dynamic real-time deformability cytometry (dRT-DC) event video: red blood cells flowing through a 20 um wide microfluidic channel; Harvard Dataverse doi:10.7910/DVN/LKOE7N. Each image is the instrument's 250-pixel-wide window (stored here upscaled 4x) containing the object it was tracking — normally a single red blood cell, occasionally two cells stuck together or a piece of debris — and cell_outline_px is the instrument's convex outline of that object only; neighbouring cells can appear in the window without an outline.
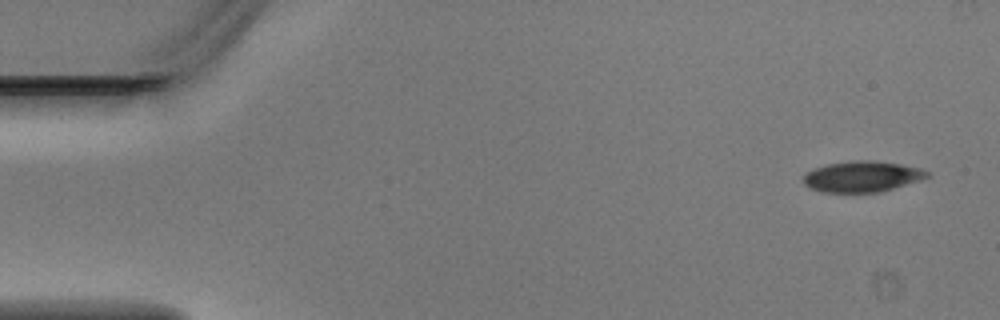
{"species": "Egyptian fruit bat (a non-hibernating species)", "species_latin": "Rousettus aegyptiacus", "temperature_condition": "warm", "stored_images_in_passage": 4, "camera_frame_rate_fps": 3000, "um_per_image_px": 0.085, "animal": {"sex": "male"}, "frame": {"image": 1, "passage_image": 1, "time_ms": 0.0, "image_size_px": [1000, 320], "cell_outline_px": [[932, 176], [920, 180], [880, 192], [824, 192], [808, 188], [804, 184], [804, 176], [808, 172], [816, 168], [828, 164], [856, 160], [872, 160], [900, 164], [920, 168], [928, 172]], "centroid_in_image_um": [73.3, 15.01], "position_along_channel_um": 11.7, "area_um2": 22.08}}
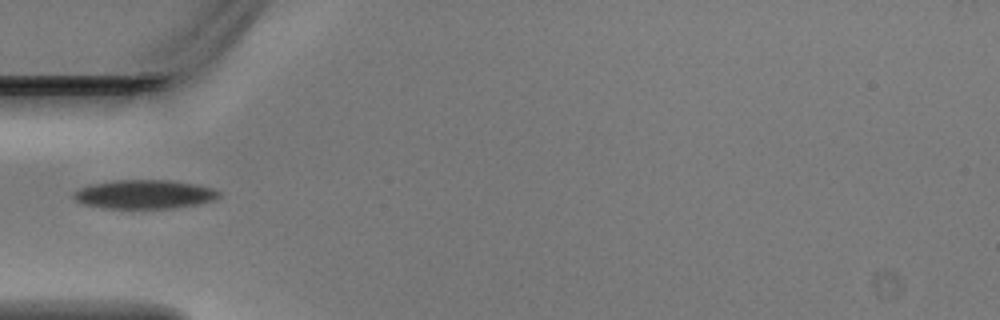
{"frame": {"image": 2, "passage_image": 4, "time_ms": 1.0, "image_size_px": [1000, 320], "cell_outline_px": [[220, 196], [212, 200], [196, 204], [176, 208], [104, 208], [84, 204], [76, 200], [72, 196], [80, 188], [92, 184], [116, 180], [168, 180], [192, 184], [212, 188], [220, 192]], "centroid_in_image_um": [12.27, 16.52], "position_along_channel_um": 72.7, "area_um2": 24.1}}